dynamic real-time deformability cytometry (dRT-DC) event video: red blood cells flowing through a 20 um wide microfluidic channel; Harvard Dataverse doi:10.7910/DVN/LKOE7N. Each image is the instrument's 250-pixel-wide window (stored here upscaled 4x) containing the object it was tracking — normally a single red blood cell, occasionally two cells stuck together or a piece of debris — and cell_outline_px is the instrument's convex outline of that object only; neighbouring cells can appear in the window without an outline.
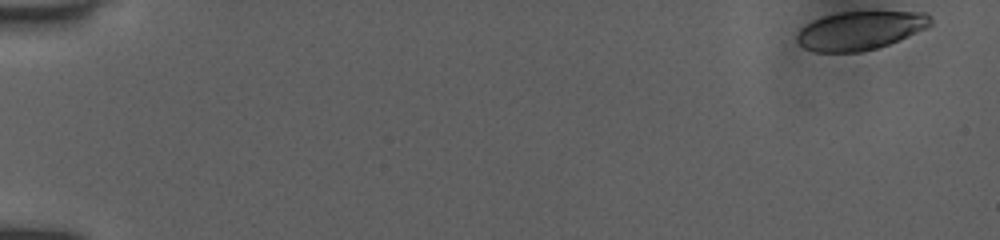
{"species": "human", "species_latin": "Homo sapiens", "temperature_condition": "room temperature", "stored_images_in_passage": 16, "camera_frame_rate_fps": 3000, "um_per_image_px": 0.085, "donor": {"sex": "female"}, "frame": {"image": 1, "passage_image": 1, "time_ms": 0.0, "image_size_px": [1000, 240], "cell_outline_px": [[932, 24], [908, 36], [888, 44], [876, 48], [860, 52], [816, 52], [804, 48], [796, 40], [796, 36], [800, 28], [812, 20], [824, 16], [840, 12], [924, 12], [932, 20]], "centroid_in_image_um": [73.06, 2.6], "position_along_channel_um": 11.9, "area_um2": 29.77}}
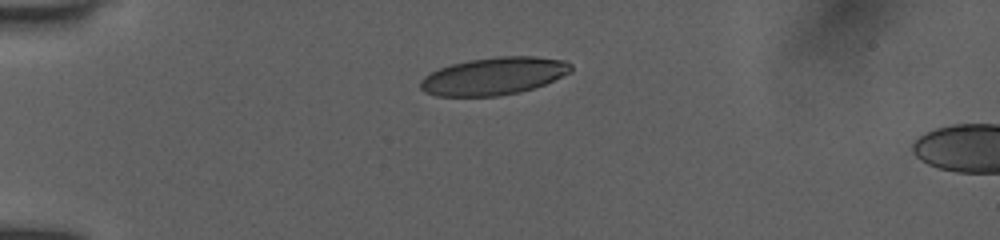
{"frame": {"image": 2, "passage_image": 14, "time_ms": 4.0, "image_size_px": [1000, 240], "cell_outline_px": [[572, 72], [544, 84], [520, 92], [500, 96], [436, 96], [424, 92], [420, 88], [420, 80], [424, 76], [440, 68], [452, 64], [468, 60], [496, 56], [536, 56], [564, 60], [572, 64]], "centroid_in_image_um": [41.98, 6.46], "position_along_channel_um": 43.0, "area_um2": 33.06}}